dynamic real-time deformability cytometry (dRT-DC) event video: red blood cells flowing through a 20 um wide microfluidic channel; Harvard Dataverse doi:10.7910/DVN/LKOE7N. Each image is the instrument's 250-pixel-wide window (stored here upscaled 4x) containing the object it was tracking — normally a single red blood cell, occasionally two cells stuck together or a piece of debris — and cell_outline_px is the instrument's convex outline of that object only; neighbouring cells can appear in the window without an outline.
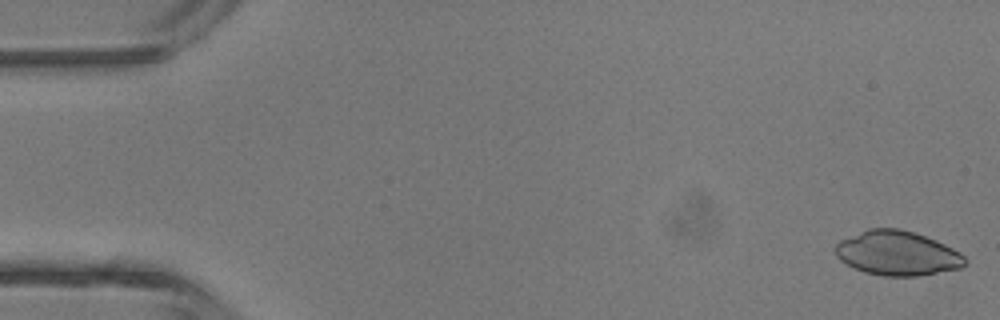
{"species": "common noctule bat (a hibernating species)", "species_latin": "Nyctalus noctula", "temperature_condition": "room temperature", "stored_images_in_passage": 4, "camera_frame_rate_fps": 3000, "um_per_image_px": 0.085, "animal": {"sex": "male", "body_mass_g": 13.3}, "frame": {"image": 1, "passage_image": 1, "time_ms": 0.0, "image_size_px": [1000, 320], "cell_outline_px": [[964, 264], [960, 268], [920, 276], [884, 276], [864, 272], [840, 260], [836, 256], [836, 244], [840, 240], [868, 228], [900, 228], [936, 240], [960, 252], [964, 256]], "centroid_in_image_um": [76.26, 21.52], "position_along_channel_um": 8.7, "area_um2": 33.35}}